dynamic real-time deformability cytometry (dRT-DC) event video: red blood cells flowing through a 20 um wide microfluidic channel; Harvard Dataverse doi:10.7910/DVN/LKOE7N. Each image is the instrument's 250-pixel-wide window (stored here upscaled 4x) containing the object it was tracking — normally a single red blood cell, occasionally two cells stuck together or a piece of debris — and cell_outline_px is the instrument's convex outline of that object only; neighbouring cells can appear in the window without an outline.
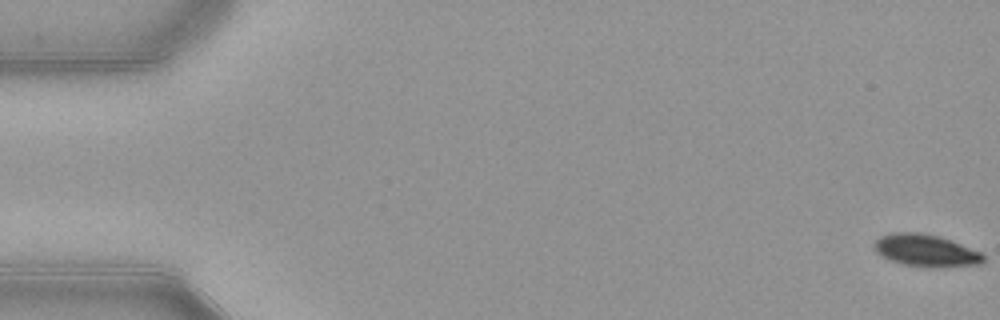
{"species": "common noctule bat (a hibernating species)", "species_latin": "Nyctalus noctula", "temperature_condition": "warm", "stored_images_in_passage": 54, "camera_frame_rate_fps": 3000, "um_per_image_px": 0.085, "animal": {"sex": "female", "body_mass_g": 21.9}, "frame": {"image": 1, "passage_image": 1, "time_ms": 0.0, "image_size_px": [1000, 320], "cell_outline_px": [[984, 264], [904, 264], [892, 260], [876, 252], [872, 248], [872, 244], [880, 236], [892, 232], [920, 232], [940, 236], [952, 240], [984, 252]], "centroid_in_image_um": [78.68, 21.21], "position_along_channel_um": 6.3, "area_um2": 19.71}}
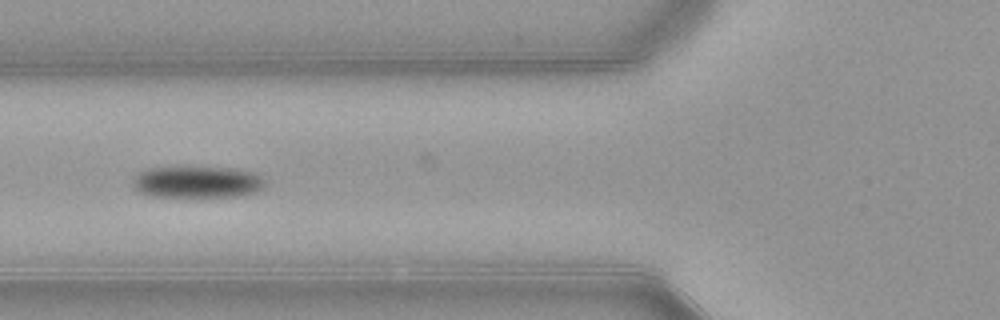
{"frame": {"image": 2, "passage_image": 21, "time_ms": 6.667, "image_size_px": [1000, 320], "cell_outline_px": [[264, 188], [256, 192], [236, 196], [196, 200], [148, 196], [140, 192], [132, 184], [136, 176], [140, 172], [152, 168], [236, 168], [256, 172], [264, 180]], "centroid_in_image_um": [16.8, 15.54], "position_along_channel_um": 109.0, "area_um2": 25.32}}
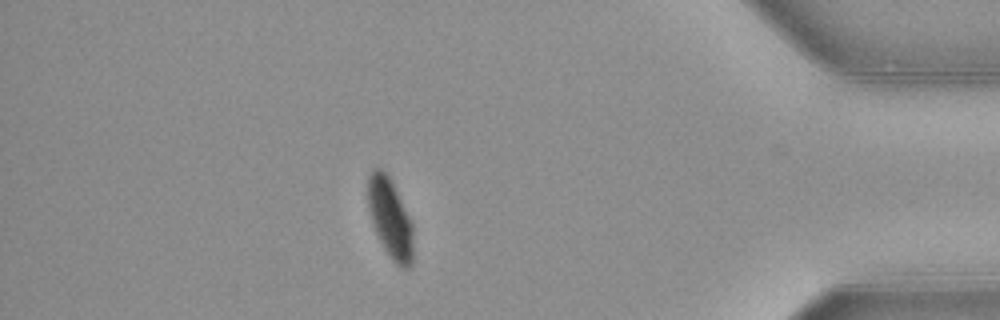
{"frame": {"image": 3, "passage_image": 47, "time_ms": 15.333, "image_size_px": [1000, 320], "cell_outline_px": [[412, 264], [408, 268], [400, 268], [392, 260], [384, 248], [372, 224], [368, 208], [368, 176], [372, 168], [380, 168], [388, 176], [412, 220]], "centroid_in_image_um": [33.16, 18.56], "position_along_channel_um": 402.0, "area_um2": 20.87}, "authors_computed_cell_mechanics": {"area_um2": 23.4668, "velocity_mm_per_s": 3.8835, "shape_relaxation_time_tau1_ms": 2.3504, "shape_relaxation_time_tau2_ms": null, "deformation_change_tau1": 0.1251, "deformation_change_tau2": null}}